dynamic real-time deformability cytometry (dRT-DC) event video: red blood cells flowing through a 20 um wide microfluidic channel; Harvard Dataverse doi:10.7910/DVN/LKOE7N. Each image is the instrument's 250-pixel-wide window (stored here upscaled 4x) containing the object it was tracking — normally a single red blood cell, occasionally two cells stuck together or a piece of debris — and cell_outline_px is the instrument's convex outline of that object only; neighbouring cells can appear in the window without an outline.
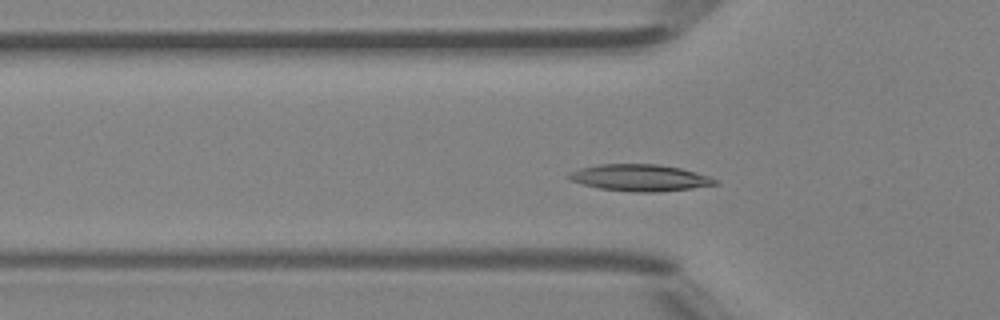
{"species": "Egyptian fruit bat (a non-hibernating species)", "species_latin": "Rousettus aegyptiacus", "temperature_condition": "room temperature", "stored_images_in_passage": 43, "camera_frame_rate_fps": 3000, "um_per_image_px": 0.085, "animal": {"sex": "female"}, "frame": {"image": 1, "passage_image": 11, "time_ms": 3.333, "image_size_px": [1000, 320], "cell_outline_px": [[720, 184], [692, 188], [660, 192], [636, 192], [600, 188], [584, 184], [572, 180], [564, 176], [568, 172], [580, 168], [600, 164], [660, 164], [680, 168], [696, 172], [720, 180]], "centroid_in_image_um": [54.42, 15.1], "position_along_channel_um": 71.4, "area_um2": 22.83}}
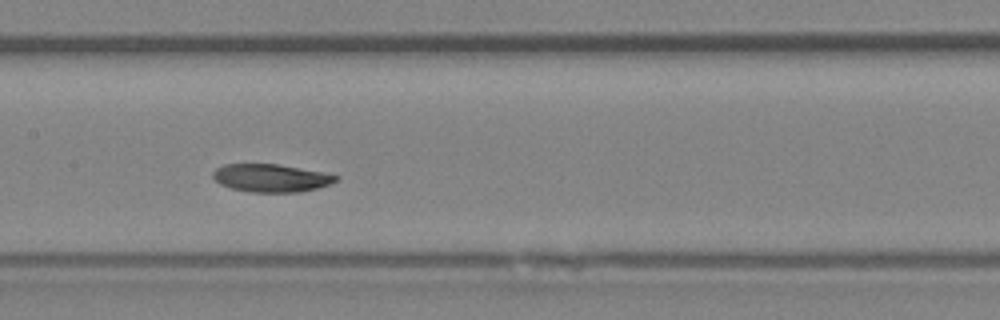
{"frame": {"image": 2, "passage_image": 19, "time_ms": 6.0, "image_size_px": [1000, 320], "cell_outline_px": [[340, 180], [316, 188], [300, 192], [252, 192], [232, 188], [220, 184], [212, 176], [212, 172], [216, 168], [224, 164], [280, 164], [324, 172], [340, 176]], "centroid_in_image_um": [23.06, 15.12], "position_along_channel_um": 184.3, "area_um2": 20.06}}
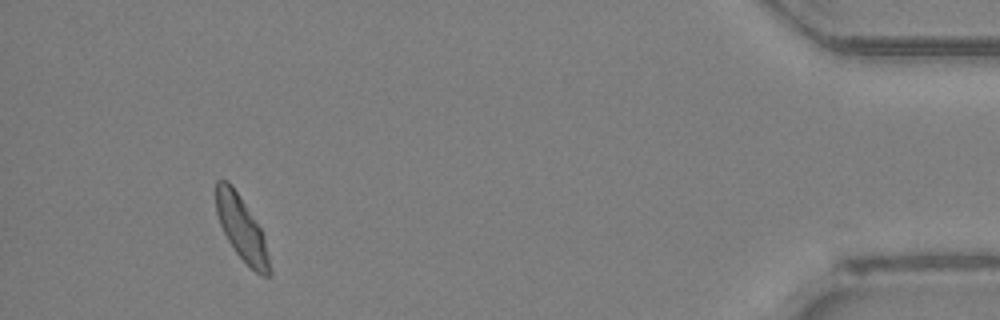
{"frame": {"image": 3, "passage_image": 40, "time_ms": 13.0, "image_size_px": [1000, 320], "cell_outline_px": [[272, 272], [268, 276], [264, 276], [256, 272], [236, 252], [228, 240], [220, 224], [216, 212], [216, 180], [228, 180], [232, 184], [240, 196], [260, 228], [264, 240]], "centroid_in_image_um": [20.52, 19.38], "position_along_channel_um": 414.7, "area_um2": 19.48}, "authors_computed_cell_mechanics": {"area_um2": 20.6346, "velocity_mm_per_s": 4.248, "shape_relaxation_time_tau1_ms": 3.6584, "shape_relaxation_time_tau2_ms": 2.3233, "deformation_change_tau1": 0.1298, "deformation_change_tau2": 0.059}}